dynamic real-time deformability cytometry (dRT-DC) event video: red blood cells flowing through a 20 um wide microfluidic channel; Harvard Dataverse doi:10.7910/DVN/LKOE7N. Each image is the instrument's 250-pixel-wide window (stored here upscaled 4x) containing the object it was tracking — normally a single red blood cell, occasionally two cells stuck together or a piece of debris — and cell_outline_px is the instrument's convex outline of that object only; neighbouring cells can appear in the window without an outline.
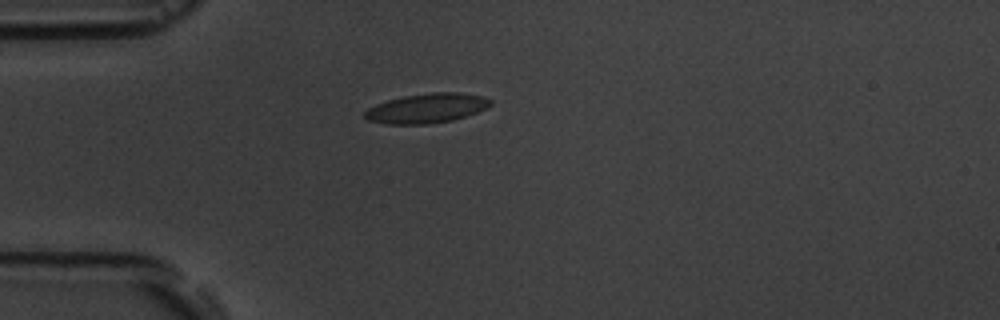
{"species": "common noctule bat (a hibernating species)", "species_latin": "Nyctalus noctula", "temperature_condition": "room temperature", "stored_images_in_passage": 1, "camera_frame_rate_fps": 3000, "um_per_image_px": 0.085, "animal": {"sex": "male", "body_mass_g": 19.5, "forearm_length_mm": 54.6}, "frame": {"image": 1, "passage_image": 1, "time_ms": 0.0, "image_size_px": [1000, 320], "cell_outline_px": [[492, 104], [476, 112], [452, 120], [424, 124], [388, 124], [368, 120], [364, 116], [364, 112], [368, 108], [376, 104], [388, 100], [404, 96], [432, 92], [460, 92], [484, 96], [492, 100]], "centroid_in_image_um": [36.27, 9.19], "position_along_channel_um": 48.7, "area_um2": 21.5}}